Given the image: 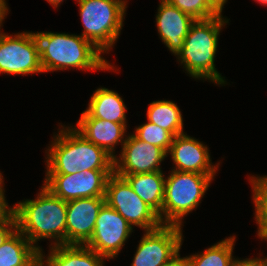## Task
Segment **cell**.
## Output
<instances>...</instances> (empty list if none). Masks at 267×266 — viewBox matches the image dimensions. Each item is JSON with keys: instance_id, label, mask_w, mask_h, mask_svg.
Here are the masks:
<instances>
[{"instance_id": "obj_18", "label": "cell", "mask_w": 267, "mask_h": 266, "mask_svg": "<svg viewBox=\"0 0 267 266\" xmlns=\"http://www.w3.org/2000/svg\"><path fill=\"white\" fill-rule=\"evenodd\" d=\"M104 258L85 245H55L45 261L40 252L41 266H103Z\"/></svg>"}, {"instance_id": "obj_5", "label": "cell", "mask_w": 267, "mask_h": 266, "mask_svg": "<svg viewBox=\"0 0 267 266\" xmlns=\"http://www.w3.org/2000/svg\"><path fill=\"white\" fill-rule=\"evenodd\" d=\"M213 177L214 175L172 170L165 179L161 223L181 226L183 216L199 205Z\"/></svg>"}, {"instance_id": "obj_28", "label": "cell", "mask_w": 267, "mask_h": 266, "mask_svg": "<svg viewBox=\"0 0 267 266\" xmlns=\"http://www.w3.org/2000/svg\"><path fill=\"white\" fill-rule=\"evenodd\" d=\"M233 266H264L260 258L255 259H245V260H235Z\"/></svg>"}, {"instance_id": "obj_26", "label": "cell", "mask_w": 267, "mask_h": 266, "mask_svg": "<svg viewBox=\"0 0 267 266\" xmlns=\"http://www.w3.org/2000/svg\"><path fill=\"white\" fill-rule=\"evenodd\" d=\"M16 229L17 223L14 214H12L5 222L0 223V246Z\"/></svg>"}, {"instance_id": "obj_11", "label": "cell", "mask_w": 267, "mask_h": 266, "mask_svg": "<svg viewBox=\"0 0 267 266\" xmlns=\"http://www.w3.org/2000/svg\"><path fill=\"white\" fill-rule=\"evenodd\" d=\"M132 228L115 209L105 202L99 210L94 232L85 246L100 256L112 259L118 255Z\"/></svg>"}, {"instance_id": "obj_13", "label": "cell", "mask_w": 267, "mask_h": 266, "mask_svg": "<svg viewBox=\"0 0 267 266\" xmlns=\"http://www.w3.org/2000/svg\"><path fill=\"white\" fill-rule=\"evenodd\" d=\"M104 203L105 197L67 201L66 245H84L90 240L99 210Z\"/></svg>"}, {"instance_id": "obj_10", "label": "cell", "mask_w": 267, "mask_h": 266, "mask_svg": "<svg viewBox=\"0 0 267 266\" xmlns=\"http://www.w3.org/2000/svg\"><path fill=\"white\" fill-rule=\"evenodd\" d=\"M181 226L162 224L145 231L131 266H162L172 260L182 244Z\"/></svg>"}, {"instance_id": "obj_6", "label": "cell", "mask_w": 267, "mask_h": 266, "mask_svg": "<svg viewBox=\"0 0 267 266\" xmlns=\"http://www.w3.org/2000/svg\"><path fill=\"white\" fill-rule=\"evenodd\" d=\"M84 26L82 37L98 50L109 51L120 34L126 2L123 0H78Z\"/></svg>"}, {"instance_id": "obj_19", "label": "cell", "mask_w": 267, "mask_h": 266, "mask_svg": "<svg viewBox=\"0 0 267 266\" xmlns=\"http://www.w3.org/2000/svg\"><path fill=\"white\" fill-rule=\"evenodd\" d=\"M118 176L123 177L129 183L132 190L159 215L161 221L165 190L162 171Z\"/></svg>"}, {"instance_id": "obj_35", "label": "cell", "mask_w": 267, "mask_h": 266, "mask_svg": "<svg viewBox=\"0 0 267 266\" xmlns=\"http://www.w3.org/2000/svg\"><path fill=\"white\" fill-rule=\"evenodd\" d=\"M3 179V177H2V174L0 173V186H2L1 184H2V180Z\"/></svg>"}, {"instance_id": "obj_16", "label": "cell", "mask_w": 267, "mask_h": 266, "mask_svg": "<svg viewBox=\"0 0 267 266\" xmlns=\"http://www.w3.org/2000/svg\"><path fill=\"white\" fill-rule=\"evenodd\" d=\"M74 129L86 140L104 149L113 158H116L113 155V147L118 142L124 144L126 141V138H123L126 129L124 124L93 118L87 111L82 112L77 127Z\"/></svg>"}, {"instance_id": "obj_15", "label": "cell", "mask_w": 267, "mask_h": 266, "mask_svg": "<svg viewBox=\"0 0 267 266\" xmlns=\"http://www.w3.org/2000/svg\"><path fill=\"white\" fill-rule=\"evenodd\" d=\"M194 21L190 15L183 13L166 0H161L156 15L157 29L162 41L173 54L176 55L183 47L184 39Z\"/></svg>"}, {"instance_id": "obj_32", "label": "cell", "mask_w": 267, "mask_h": 266, "mask_svg": "<svg viewBox=\"0 0 267 266\" xmlns=\"http://www.w3.org/2000/svg\"><path fill=\"white\" fill-rule=\"evenodd\" d=\"M50 4H52L55 7H58L59 4L63 1V0H47Z\"/></svg>"}, {"instance_id": "obj_24", "label": "cell", "mask_w": 267, "mask_h": 266, "mask_svg": "<svg viewBox=\"0 0 267 266\" xmlns=\"http://www.w3.org/2000/svg\"><path fill=\"white\" fill-rule=\"evenodd\" d=\"M134 136L143 142L160 147L167 154L173 140V136L167 130L150 121L136 128Z\"/></svg>"}, {"instance_id": "obj_17", "label": "cell", "mask_w": 267, "mask_h": 266, "mask_svg": "<svg viewBox=\"0 0 267 266\" xmlns=\"http://www.w3.org/2000/svg\"><path fill=\"white\" fill-rule=\"evenodd\" d=\"M41 251L16 229L0 246V266H39Z\"/></svg>"}, {"instance_id": "obj_9", "label": "cell", "mask_w": 267, "mask_h": 266, "mask_svg": "<svg viewBox=\"0 0 267 266\" xmlns=\"http://www.w3.org/2000/svg\"><path fill=\"white\" fill-rule=\"evenodd\" d=\"M114 170H86L75 174H46L44 186L64 201L105 197L106 182Z\"/></svg>"}, {"instance_id": "obj_31", "label": "cell", "mask_w": 267, "mask_h": 266, "mask_svg": "<svg viewBox=\"0 0 267 266\" xmlns=\"http://www.w3.org/2000/svg\"><path fill=\"white\" fill-rule=\"evenodd\" d=\"M5 2H6L5 0H0V27L5 17V14H7V11H8V8Z\"/></svg>"}, {"instance_id": "obj_23", "label": "cell", "mask_w": 267, "mask_h": 266, "mask_svg": "<svg viewBox=\"0 0 267 266\" xmlns=\"http://www.w3.org/2000/svg\"><path fill=\"white\" fill-rule=\"evenodd\" d=\"M253 178V179H252ZM254 192L255 218L259 225L258 236L267 239V177H251Z\"/></svg>"}, {"instance_id": "obj_4", "label": "cell", "mask_w": 267, "mask_h": 266, "mask_svg": "<svg viewBox=\"0 0 267 266\" xmlns=\"http://www.w3.org/2000/svg\"><path fill=\"white\" fill-rule=\"evenodd\" d=\"M226 19L222 15L195 20L184 39L183 47L176 54L187 72L194 78H207L217 84H224L223 77L215 69L218 35Z\"/></svg>"}, {"instance_id": "obj_2", "label": "cell", "mask_w": 267, "mask_h": 266, "mask_svg": "<svg viewBox=\"0 0 267 266\" xmlns=\"http://www.w3.org/2000/svg\"><path fill=\"white\" fill-rule=\"evenodd\" d=\"M40 63L43 72L79 68L80 70H106L113 67L101 57L90 41L81 35L37 32Z\"/></svg>"}, {"instance_id": "obj_29", "label": "cell", "mask_w": 267, "mask_h": 266, "mask_svg": "<svg viewBox=\"0 0 267 266\" xmlns=\"http://www.w3.org/2000/svg\"><path fill=\"white\" fill-rule=\"evenodd\" d=\"M218 14L221 15L224 4L227 0H205Z\"/></svg>"}, {"instance_id": "obj_25", "label": "cell", "mask_w": 267, "mask_h": 266, "mask_svg": "<svg viewBox=\"0 0 267 266\" xmlns=\"http://www.w3.org/2000/svg\"><path fill=\"white\" fill-rule=\"evenodd\" d=\"M194 20H204L219 15L205 0H166Z\"/></svg>"}, {"instance_id": "obj_1", "label": "cell", "mask_w": 267, "mask_h": 266, "mask_svg": "<svg viewBox=\"0 0 267 266\" xmlns=\"http://www.w3.org/2000/svg\"><path fill=\"white\" fill-rule=\"evenodd\" d=\"M17 229L33 245L43 238H55V245H66L67 201L42 187L36 200H26L13 207Z\"/></svg>"}, {"instance_id": "obj_3", "label": "cell", "mask_w": 267, "mask_h": 266, "mask_svg": "<svg viewBox=\"0 0 267 266\" xmlns=\"http://www.w3.org/2000/svg\"><path fill=\"white\" fill-rule=\"evenodd\" d=\"M55 139L48 149L46 174L114 170V158L104 149L86 140L74 127L61 130Z\"/></svg>"}, {"instance_id": "obj_22", "label": "cell", "mask_w": 267, "mask_h": 266, "mask_svg": "<svg viewBox=\"0 0 267 266\" xmlns=\"http://www.w3.org/2000/svg\"><path fill=\"white\" fill-rule=\"evenodd\" d=\"M235 236L207 248L201 255L185 257L187 266H233L232 257Z\"/></svg>"}, {"instance_id": "obj_7", "label": "cell", "mask_w": 267, "mask_h": 266, "mask_svg": "<svg viewBox=\"0 0 267 266\" xmlns=\"http://www.w3.org/2000/svg\"><path fill=\"white\" fill-rule=\"evenodd\" d=\"M105 202L115 209L131 227L135 225L149 231L162 225L159 215L132 190L123 177L115 173L107 179Z\"/></svg>"}, {"instance_id": "obj_14", "label": "cell", "mask_w": 267, "mask_h": 266, "mask_svg": "<svg viewBox=\"0 0 267 266\" xmlns=\"http://www.w3.org/2000/svg\"><path fill=\"white\" fill-rule=\"evenodd\" d=\"M168 152L171 153L172 160L176 165L173 170L215 175L217 167L210 163L208 148L184 133L173 137Z\"/></svg>"}, {"instance_id": "obj_8", "label": "cell", "mask_w": 267, "mask_h": 266, "mask_svg": "<svg viewBox=\"0 0 267 266\" xmlns=\"http://www.w3.org/2000/svg\"><path fill=\"white\" fill-rule=\"evenodd\" d=\"M43 72L35 33L8 36L0 32V73L29 74Z\"/></svg>"}, {"instance_id": "obj_21", "label": "cell", "mask_w": 267, "mask_h": 266, "mask_svg": "<svg viewBox=\"0 0 267 266\" xmlns=\"http://www.w3.org/2000/svg\"><path fill=\"white\" fill-rule=\"evenodd\" d=\"M148 121L167 130L173 137L183 134V118L179 107L168 100L154 101L147 110Z\"/></svg>"}, {"instance_id": "obj_34", "label": "cell", "mask_w": 267, "mask_h": 266, "mask_svg": "<svg viewBox=\"0 0 267 266\" xmlns=\"http://www.w3.org/2000/svg\"><path fill=\"white\" fill-rule=\"evenodd\" d=\"M261 260H262L264 266H267V258H264V259H261Z\"/></svg>"}, {"instance_id": "obj_30", "label": "cell", "mask_w": 267, "mask_h": 266, "mask_svg": "<svg viewBox=\"0 0 267 266\" xmlns=\"http://www.w3.org/2000/svg\"><path fill=\"white\" fill-rule=\"evenodd\" d=\"M179 256L180 255L178 253L172 260H170L169 262L165 263L162 266H187L185 257L180 258Z\"/></svg>"}, {"instance_id": "obj_33", "label": "cell", "mask_w": 267, "mask_h": 266, "mask_svg": "<svg viewBox=\"0 0 267 266\" xmlns=\"http://www.w3.org/2000/svg\"><path fill=\"white\" fill-rule=\"evenodd\" d=\"M259 3L267 5V0H257Z\"/></svg>"}, {"instance_id": "obj_12", "label": "cell", "mask_w": 267, "mask_h": 266, "mask_svg": "<svg viewBox=\"0 0 267 266\" xmlns=\"http://www.w3.org/2000/svg\"><path fill=\"white\" fill-rule=\"evenodd\" d=\"M120 160L114 158L116 175H133L161 171L160 163L168 155L163 149L137 139L134 135L126 137Z\"/></svg>"}, {"instance_id": "obj_27", "label": "cell", "mask_w": 267, "mask_h": 266, "mask_svg": "<svg viewBox=\"0 0 267 266\" xmlns=\"http://www.w3.org/2000/svg\"><path fill=\"white\" fill-rule=\"evenodd\" d=\"M3 190L0 186V223L5 222L13 214V208L8 207Z\"/></svg>"}, {"instance_id": "obj_20", "label": "cell", "mask_w": 267, "mask_h": 266, "mask_svg": "<svg viewBox=\"0 0 267 266\" xmlns=\"http://www.w3.org/2000/svg\"><path fill=\"white\" fill-rule=\"evenodd\" d=\"M86 111L101 120L121 123L126 126V107L117 92L107 88H99L92 95Z\"/></svg>"}]
</instances>
